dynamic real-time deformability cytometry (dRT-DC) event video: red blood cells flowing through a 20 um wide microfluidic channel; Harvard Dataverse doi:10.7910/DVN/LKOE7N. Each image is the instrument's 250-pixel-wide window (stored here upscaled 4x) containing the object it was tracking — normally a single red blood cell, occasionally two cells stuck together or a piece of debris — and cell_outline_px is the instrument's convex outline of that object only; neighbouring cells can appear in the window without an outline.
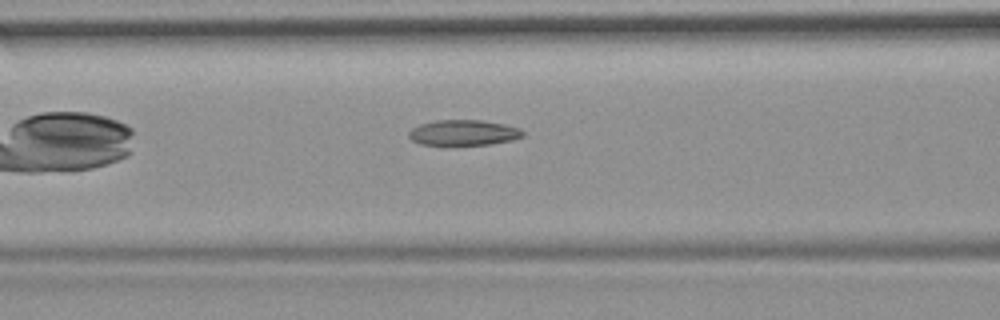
{"species": "common noctule bat (a hibernating species)", "species_latin": "Nyctalus noctula", "temperature_condition": "room temperature", "stored_images_in_passage": 8, "segment_of_instrument_passage": [1, 2], "camera_frame_rate_fps": 3000, "um_per_image_px": 0.085, "animal": {"sex": "female", "body_mass_g": 19.9}, "frame": {"image": 1, "passage_image": 7, "time_ms": 8.0, "image_size_px": [1000, 320], "cell_outline_px": [[524, 136], [512, 140], [488, 144], [420, 144], [412, 140], [408, 136], [408, 132], [412, 128], [420, 124], [436, 120], [480, 120], [504, 124], [520, 128], [524, 132]], "centroid_in_image_um": [39.4, 11.26], "position_along_channel_um": 127.2, "area_um2": 16.76}}